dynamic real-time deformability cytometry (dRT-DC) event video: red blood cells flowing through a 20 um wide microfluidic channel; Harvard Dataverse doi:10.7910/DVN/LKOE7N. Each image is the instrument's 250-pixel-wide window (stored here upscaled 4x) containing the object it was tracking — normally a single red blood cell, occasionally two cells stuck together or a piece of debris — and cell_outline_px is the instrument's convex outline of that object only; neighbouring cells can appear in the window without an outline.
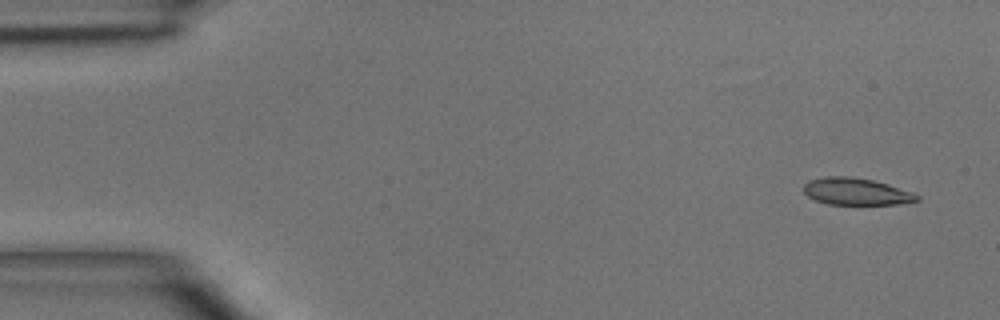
{"species": "common noctule bat (a hibernating species)", "species_latin": "Nyctalus noctula", "temperature_condition": "room temperature", "stored_images_in_passage": 3, "camera_frame_rate_fps": 3000, "um_per_image_px": 0.085, "animal": {"sex": "male", "body_mass_g": 15.6}, "frame": {"image": 1, "passage_image": 1, "time_ms": 0.0, "image_size_px": [1000, 320], "cell_outline_px": [[920, 200], [900, 204], [828, 204], [816, 200], [808, 196], [804, 192], [804, 184], [808, 180], [828, 176], [848, 176], [872, 180], [888, 184], [912, 192], [920, 196]], "centroid_in_image_um": [72.78, 16.28], "position_along_channel_um": 12.2, "area_um2": 17.74}}